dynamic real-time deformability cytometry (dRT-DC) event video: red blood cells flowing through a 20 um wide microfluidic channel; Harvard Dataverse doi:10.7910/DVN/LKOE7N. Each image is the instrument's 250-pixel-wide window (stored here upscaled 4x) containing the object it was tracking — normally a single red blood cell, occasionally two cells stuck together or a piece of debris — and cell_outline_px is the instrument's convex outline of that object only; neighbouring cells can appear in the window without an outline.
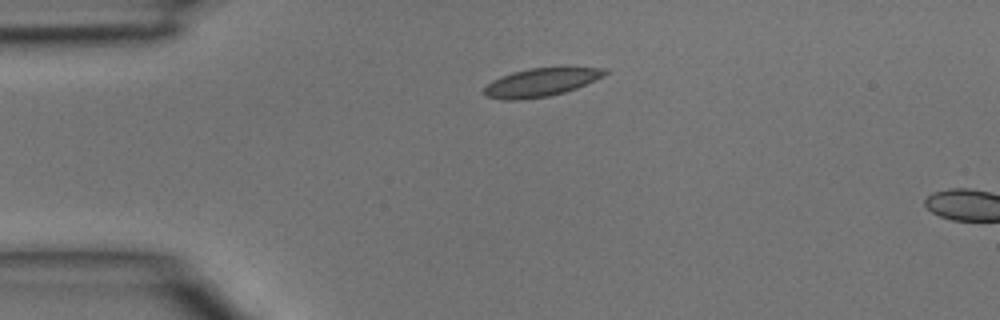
{"species": "common noctule bat (a hibernating species)", "species_latin": "Nyctalus noctula", "temperature_condition": "room temperature", "stored_images_in_passage": 2, "camera_frame_rate_fps": 3000, "um_per_image_px": 0.085, "animal": {"sex": "male", "body_mass_g": 15.6}, "frame": {"image": 1, "passage_image": 1, "time_ms": 0.0, "image_size_px": [1000, 320], "cell_outline_px": [[608, 72], [604, 76], [576, 88], [564, 92], [548, 96], [520, 100], [504, 100], [488, 96], [484, 92], [484, 88], [492, 80], [500, 76], [512, 72], [532, 68], [608, 68]], "centroid_in_image_um": [45.97, 7.0], "position_along_channel_um": 39.0, "area_um2": 19.59}}